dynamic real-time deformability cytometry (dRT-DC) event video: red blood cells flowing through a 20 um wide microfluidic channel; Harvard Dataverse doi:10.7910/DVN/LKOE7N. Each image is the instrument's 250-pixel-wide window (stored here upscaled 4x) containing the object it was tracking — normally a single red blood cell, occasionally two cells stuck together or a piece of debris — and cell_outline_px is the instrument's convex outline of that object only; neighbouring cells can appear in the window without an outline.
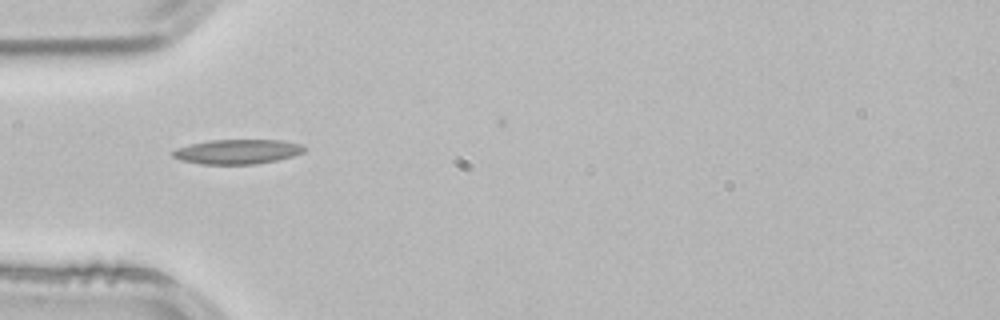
{"species": "common noctule bat (a hibernating species)", "species_latin": "Nyctalus noctula", "temperature_condition": "room temperature", "stored_images_in_passage": 1, "camera_frame_rate_fps": 3000, "um_per_image_px": 0.085, "animal": {"sex": "male", "body_mass_g": 21.5, "forearm_length_mm": 52.0}, "frame": {"image": 1, "passage_image": 1, "time_ms": 0.0, "image_size_px": [1000, 320], "cell_outline_px": [[304, 152], [292, 156], [276, 160], [256, 164], [200, 164], [180, 160], [172, 156], [168, 152], [176, 148], [192, 144], [212, 140], [280, 140], [304, 144]], "centroid_in_image_um": [20.15, 12.89], "position_along_channel_um": 64.8, "area_um2": 18.9}}